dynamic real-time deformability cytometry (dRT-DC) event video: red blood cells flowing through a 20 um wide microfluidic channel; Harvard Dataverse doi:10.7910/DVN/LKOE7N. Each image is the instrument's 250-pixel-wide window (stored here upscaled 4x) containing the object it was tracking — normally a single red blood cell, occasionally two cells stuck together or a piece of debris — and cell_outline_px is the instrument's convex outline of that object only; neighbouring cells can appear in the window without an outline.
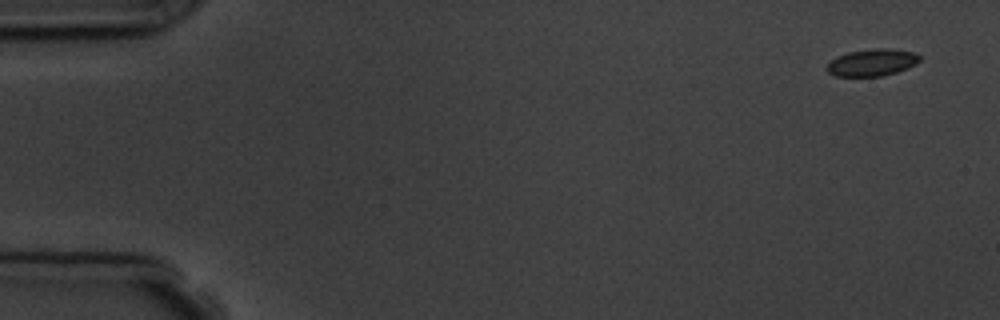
{"species": "common noctule bat (a hibernating species)", "species_latin": "Nyctalus noctula", "temperature_condition": "room temperature", "stored_images_in_passage": 5, "camera_frame_rate_fps": 3000, "um_per_image_px": 0.085, "animal": {"sex": "male", "body_mass_g": 19.5, "forearm_length_mm": 54.6}, "frame": {"image": 1, "passage_image": 1, "time_ms": 0.0, "image_size_px": [1000, 320], "cell_outline_px": [[920, 60], [916, 64], [908, 68], [896, 72], [880, 76], [836, 76], [828, 72], [828, 64], [836, 56], [848, 52], [876, 48], [888, 48], [916, 52], [920, 56]], "centroid_in_image_um": [74.16, 5.3], "position_along_channel_um": 10.8, "area_um2": 14.57}}
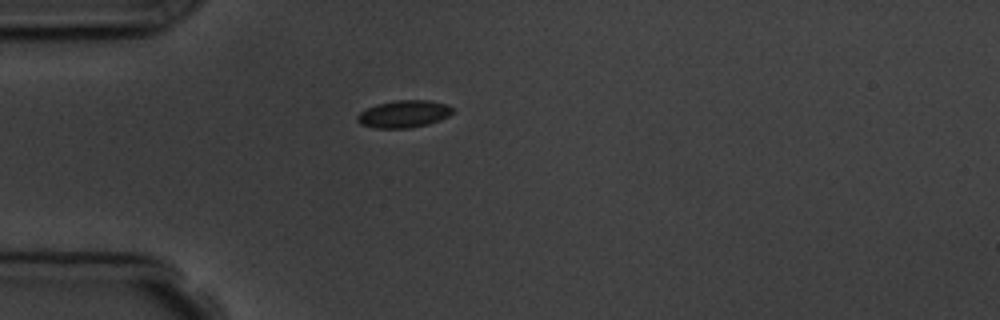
{"frame": {"image": 2, "passage_image": 5, "time_ms": 4.333, "image_size_px": [1000, 320], "cell_outline_px": [[452, 112], [448, 116], [440, 120], [428, 124], [408, 128], [376, 128], [360, 124], [356, 120], [356, 116], [360, 112], [376, 104], [396, 100], [432, 100], [448, 104], [452, 108]], "centroid_in_image_um": [34.32, 9.68], "position_along_channel_um": 50.7, "area_um2": 15.2}}